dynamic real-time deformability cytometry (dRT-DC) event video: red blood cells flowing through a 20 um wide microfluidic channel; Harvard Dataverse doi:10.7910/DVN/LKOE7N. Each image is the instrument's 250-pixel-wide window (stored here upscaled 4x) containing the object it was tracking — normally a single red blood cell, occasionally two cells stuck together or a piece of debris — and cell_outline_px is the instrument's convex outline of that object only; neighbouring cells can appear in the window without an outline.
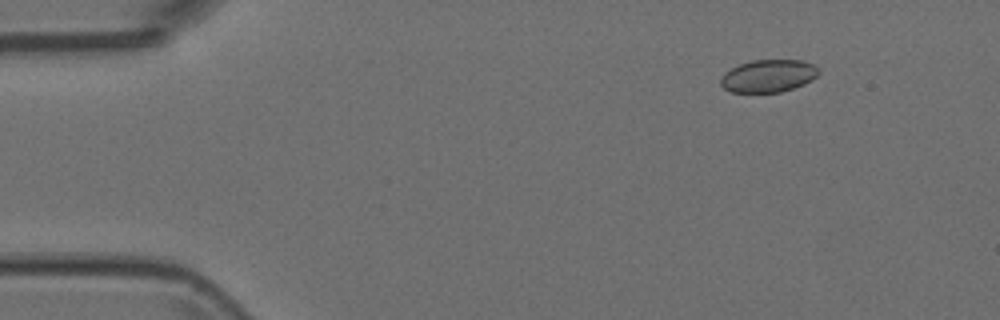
{"species": "Egyptian fruit bat (a non-hibernating species)", "species_latin": "Rousettus aegyptiacus", "temperature_condition": "room temperature", "stored_images_in_passage": 4, "camera_frame_rate_fps": 3000, "um_per_image_px": 0.085, "animal": {"sex": "female"}, "frame": {"image": 1, "passage_image": 1, "time_ms": 0.0, "image_size_px": [1000, 320], "cell_outline_px": [[820, 72], [812, 80], [804, 84], [780, 92], [732, 92], [724, 88], [720, 84], [720, 80], [724, 72], [740, 64], [752, 60], [800, 60], [816, 64], [820, 68]], "centroid_in_image_um": [65.34, 6.44], "position_along_channel_um": 19.7, "area_um2": 18.67}}
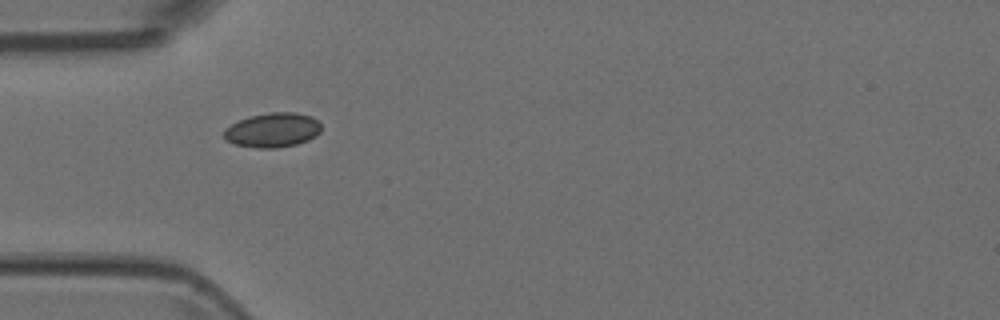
{"frame": {"image": 2, "passage_image": 4, "time_ms": 1.0, "image_size_px": [1000, 320], "cell_outline_px": [[320, 132], [316, 136], [308, 140], [296, 144], [276, 148], [256, 148], [236, 144], [228, 140], [224, 136], [224, 128], [248, 116], [268, 112], [296, 112], [312, 116], [320, 124]], "centroid_in_image_um": [23.19, 11.04], "position_along_channel_um": 61.8, "area_um2": 19.54}}